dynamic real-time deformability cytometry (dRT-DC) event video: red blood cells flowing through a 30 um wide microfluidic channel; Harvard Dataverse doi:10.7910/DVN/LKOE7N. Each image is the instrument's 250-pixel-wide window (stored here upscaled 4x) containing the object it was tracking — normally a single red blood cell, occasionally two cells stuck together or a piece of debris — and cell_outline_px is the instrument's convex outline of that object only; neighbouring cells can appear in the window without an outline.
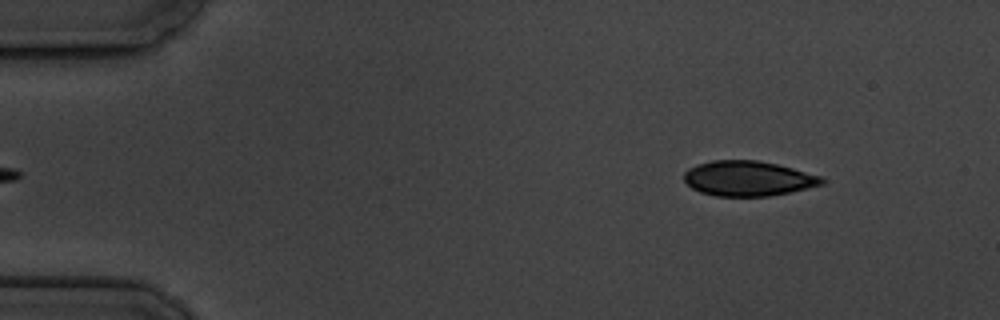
{"species": "common noctule bat (a hibernating species)", "species_latin": "Nyctalus noctula", "temperature_condition": "cold", "stored_images_in_passage": 5, "segment_of_instrument_passage": [2, 2], "camera_frame_rate_fps": 3000, "um_per_image_px": 0.085, "animal": {"sex": "male", "body_mass_g": 19.5, "forearm_length_mm": 54.6}, "frame": {"image": 1, "passage_image": 5, "time_ms": 5.667, "image_size_px": [1000, 320], "cell_outline_px": [[828, 180], [824, 184], [788, 192], [768, 196], [716, 196], [700, 192], [692, 188], [684, 180], [684, 172], [688, 168], [696, 164], [712, 160], [756, 160], [776, 164], [792, 168], [820, 176]], "centroid_in_image_um": [63.56, 15.16], "position_along_channel_um": 21.4, "area_um2": 28.09}}